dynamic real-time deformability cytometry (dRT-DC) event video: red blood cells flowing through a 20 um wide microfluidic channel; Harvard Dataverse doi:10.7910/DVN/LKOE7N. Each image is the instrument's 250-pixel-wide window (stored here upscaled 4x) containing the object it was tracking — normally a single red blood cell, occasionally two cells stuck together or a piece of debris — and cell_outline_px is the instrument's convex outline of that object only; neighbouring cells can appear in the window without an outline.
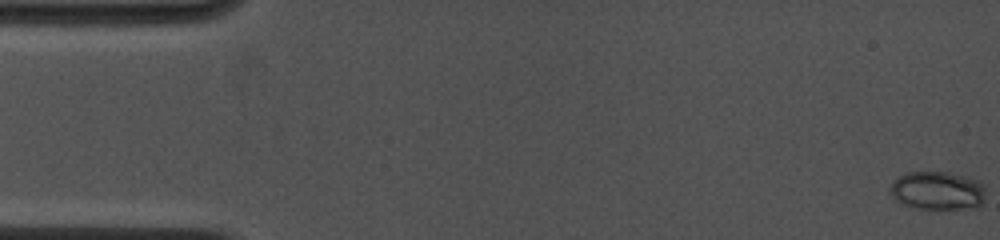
{"species": "common noctule bat (a hibernating species)", "species_latin": "Nyctalus noctula", "temperature_condition": "cold", "stored_images_in_passage": 61, "camera_frame_rate_fps": 4500, "um_per_image_px": 0.085, "animal": {"sex": "female", "body_mass_g": 19.0, "forearm_length_mm": 53.3}, "frame": {"image": 1, "passage_image": 1, "time_ms": 0.0, "image_size_px": [1000, 240], "cell_outline_px": [[984, 192], [980, 208], [912, 208], [896, 200], [888, 192], [888, 188], [892, 180], [908, 172], [948, 172], [980, 180], [984, 184]], "centroid_in_image_um": [79.66, 16.19], "position_along_channel_um": 5.3, "area_um2": 21.56}}
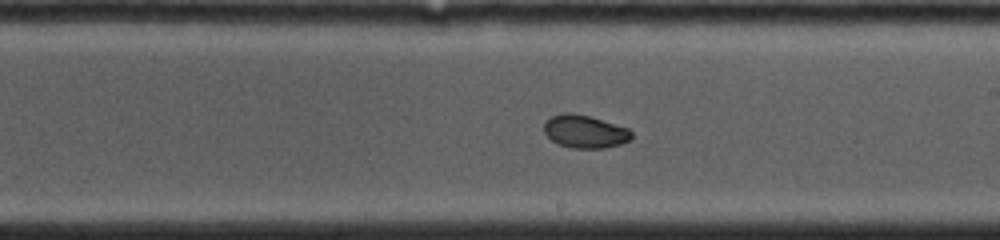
{"frame": {"image": 2, "passage_image": 40, "time_ms": 9.333, "image_size_px": [1000, 240], "cell_outline_px": [[632, 140], [620, 144], [604, 148], [572, 148], [560, 144], [552, 140], [544, 132], [544, 124], [552, 116], [564, 112], [572, 112], [588, 116], [628, 128], [632, 132]], "centroid_in_image_um": [49.73, 11.18], "position_along_channel_um": 239.3, "area_um2": 16.65}}
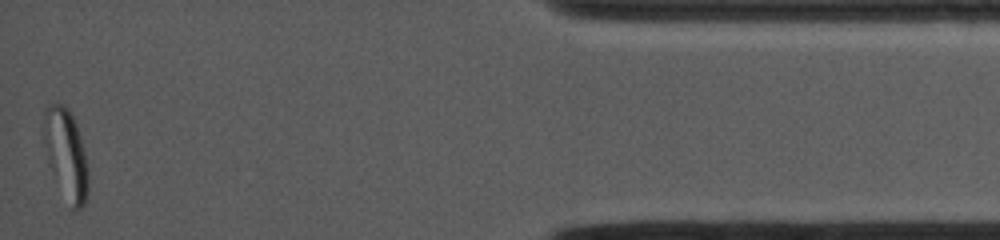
{"frame": {"image": 3, "passage_image": 61, "time_ms": 15.556, "image_size_px": [1000, 240], "cell_outline_px": [[88, 192], [84, 204], [80, 208], [72, 208], [44, 112], [52, 104], [64, 104], [68, 108], [76, 124], [84, 152], [88, 172]], "centroid_in_image_um": [5.86, 12.98], "position_along_channel_um": 429.3, "area_um2": 18.38}, "authors_computed_cell_mechanics": {"area_um2": 18.3804, "velocity_mm_per_s": 4.01, "shape_relaxation_time_tau1_ms": 8.3131, "shape_relaxation_time_tau2_ms": 1.3944, "deformation_change_tau1": 0.1947, "deformation_change_tau2": 0.0372}}